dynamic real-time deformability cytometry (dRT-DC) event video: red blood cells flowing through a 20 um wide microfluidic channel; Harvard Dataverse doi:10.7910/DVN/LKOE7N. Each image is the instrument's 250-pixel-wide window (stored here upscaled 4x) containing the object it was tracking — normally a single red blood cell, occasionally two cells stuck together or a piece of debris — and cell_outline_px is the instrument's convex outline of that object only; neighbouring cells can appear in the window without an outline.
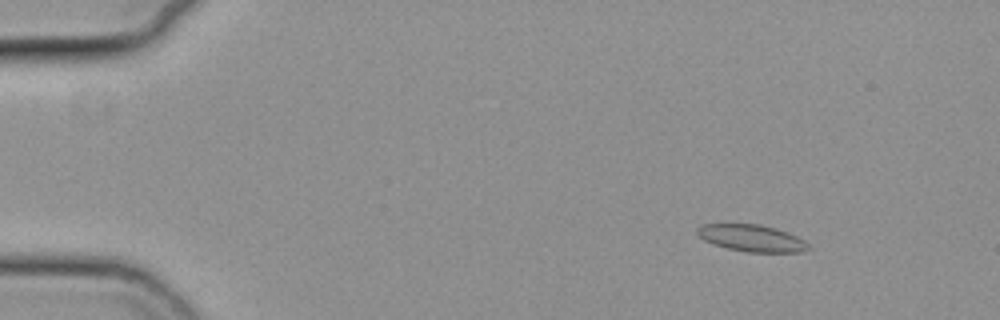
{"species": "common noctule bat (a hibernating species)", "species_latin": "Nyctalus noctula", "temperature_condition": "cold", "stored_images_in_passage": 51, "camera_frame_rate_fps": 3000, "um_per_image_px": 0.085, "animal": {"sex": "female", "body_mass_g": 19.3, "forearm_length_mm": 54.1}, "frame": {"image": 1, "passage_image": 2, "time_ms": 0.333, "image_size_px": [1000, 320], "cell_outline_px": [[812, 248], [804, 252], [748, 252], [728, 248], [712, 244], [704, 240], [696, 232], [696, 228], [700, 224], [760, 224], [776, 228], [788, 232], [812, 244]], "centroid_in_image_um": [63.94, 20.24], "position_along_channel_um": 21.1, "area_um2": 17.63}}
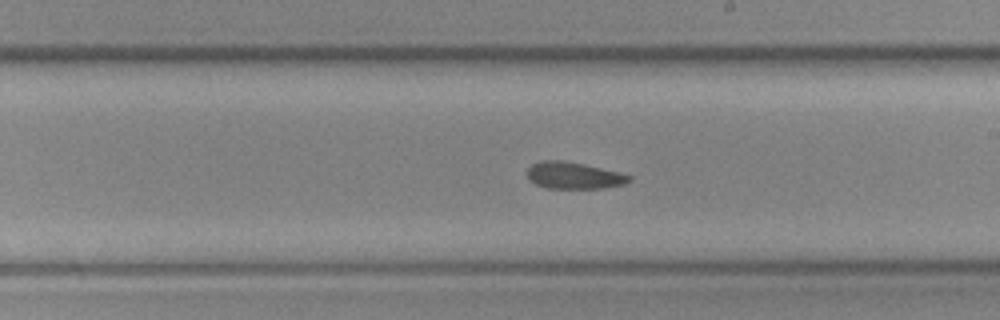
{"frame": {"image": 2, "passage_image": 28, "time_ms": 9.0, "image_size_px": [1000, 320], "cell_outline_px": [[632, 180], [624, 184], [604, 188], [544, 188], [528, 180], [528, 168], [532, 164], [540, 160], [560, 160], [584, 164], [620, 172], [632, 176]], "centroid_in_image_um": [48.78, 14.92], "position_along_channel_um": 240.2, "area_um2": 16.01}}
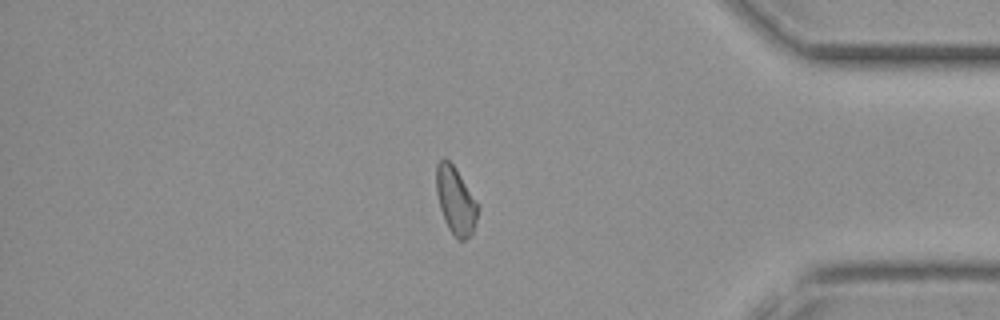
{"frame": {"image": 3, "passage_image": 43, "time_ms": 14.0, "image_size_px": [1000, 320], "cell_outline_px": [[480, 208], [472, 232], [464, 240], [456, 240], [448, 228], [444, 220], [440, 208], [436, 192], [436, 164], [444, 156], [452, 164], [460, 176]], "centroid_in_image_um": [38.7, 17.06], "position_along_channel_um": 396.5, "area_um2": 16.13}, "authors_computed_cell_mechanics": {"area_um2": 16.8776, "velocity_mm_per_s": 3.7008, "shape_relaxation_time_tau1_ms": null, "shape_relaxation_time_tau2_ms": 6.3465, "deformation_change_tau1": null, "deformation_change_tau2": 0.1289}}